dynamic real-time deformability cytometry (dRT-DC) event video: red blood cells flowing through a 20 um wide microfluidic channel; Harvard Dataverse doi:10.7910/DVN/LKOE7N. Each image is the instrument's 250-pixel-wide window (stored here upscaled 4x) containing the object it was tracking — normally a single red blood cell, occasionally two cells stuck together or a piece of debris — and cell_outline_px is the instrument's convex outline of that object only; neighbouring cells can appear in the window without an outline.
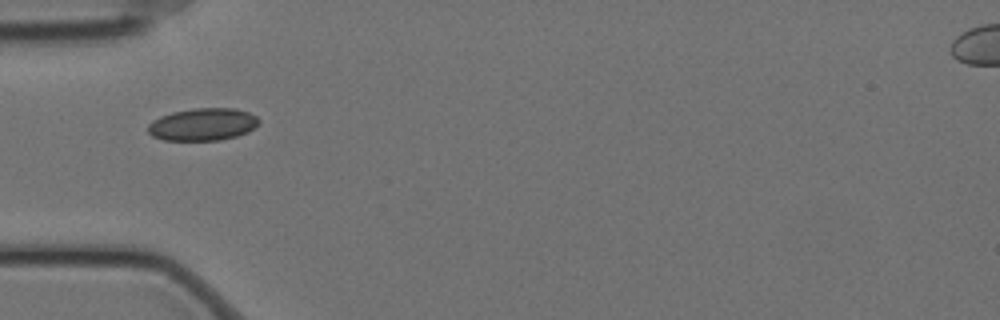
{"species": "Egyptian fruit bat (a non-hibernating species)", "species_latin": "Rousettus aegyptiacus", "temperature_condition": "cold", "stored_images_in_passage": 29, "camera_frame_rate_fps": 3000, "um_per_image_px": 0.085, "animal": {"sex": "female"}, "frame": {"image": 1, "passage_image": 1, "time_ms": 0.0, "image_size_px": [1000, 320], "cell_outline_px": [[260, 120], [248, 132], [236, 136], [220, 140], [164, 140], [152, 136], [148, 132], [148, 124], [152, 120], [160, 116], [172, 112], [192, 108], [236, 108], [248, 112], [256, 116]], "centroid_in_image_um": [17.21, 10.56], "position_along_channel_um": 67.8, "area_um2": 20.98}}
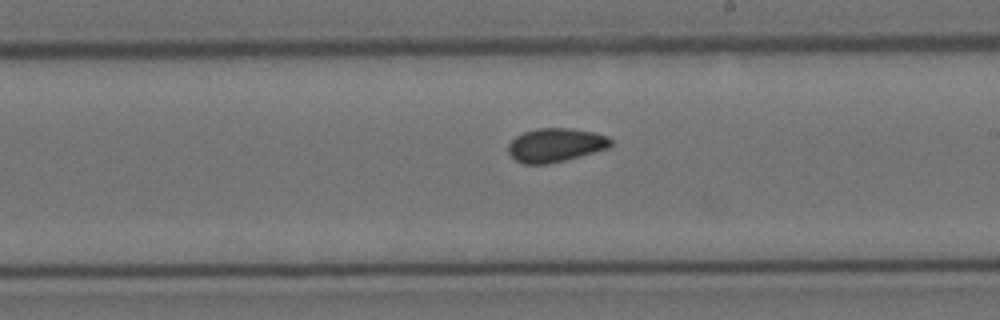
{"frame": {"image": 2, "passage_image": 16, "time_ms": 5.0, "image_size_px": [1000, 320], "cell_outline_px": [[612, 144], [608, 148], [580, 156], [548, 164], [524, 164], [516, 160], [508, 152], [508, 144], [516, 136], [524, 132], [536, 128], [572, 128], [592, 132], [608, 136], [612, 140]], "centroid_in_image_um": [47.22, 12.32], "position_along_channel_um": 241.8, "area_um2": 20.11}}
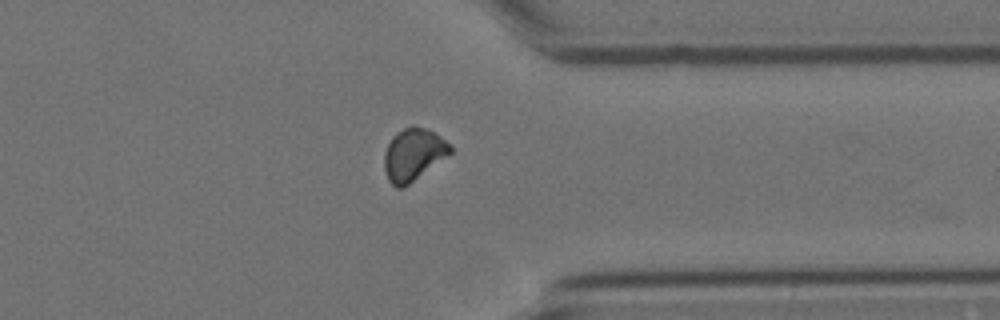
{"frame": {"image": 3, "passage_image": 28, "time_ms": 9.0, "image_size_px": [1000, 320], "cell_outline_px": [[452, 152], [404, 188], [396, 188], [388, 180], [384, 168], [384, 152], [392, 136], [404, 128], [428, 128], [452, 144]], "centroid_in_image_um": [35.13, 13.16], "position_along_channel_um": 376.3, "area_um2": 19.94}}